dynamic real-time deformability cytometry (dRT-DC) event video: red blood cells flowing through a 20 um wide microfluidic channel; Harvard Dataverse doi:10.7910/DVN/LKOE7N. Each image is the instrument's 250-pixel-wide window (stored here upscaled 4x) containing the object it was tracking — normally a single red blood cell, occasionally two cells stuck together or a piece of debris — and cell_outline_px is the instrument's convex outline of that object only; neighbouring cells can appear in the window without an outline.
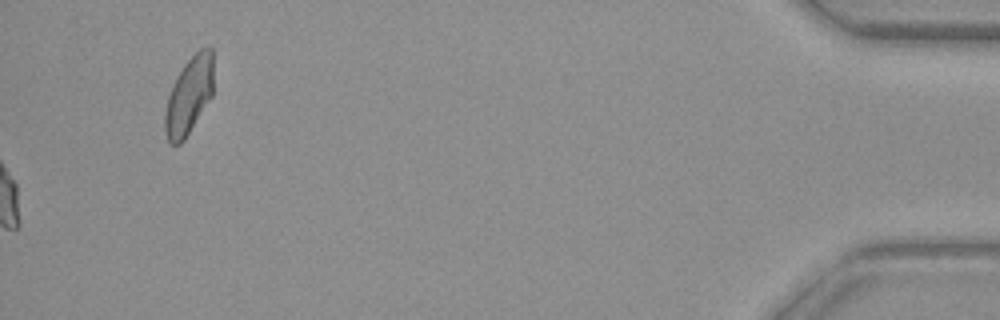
{"species": "common noctule bat (a hibernating species)", "species_latin": "Nyctalus noctula", "temperature_condition": "warm", "stored_images_in_passage": 51, "camera_frame_rate_fps": 3000, "um_per_image_px": 0.085, "animal": {"sex": "female", "body_mass_g": 29.2, "forearm_length_mm": 56.3}, "frame": {"image": 1, "passage_image": 51, "time_ms": 16.667, "image_size_px": [1000, 320], "cell_outline_px": [[212, 96], [184, 140], [180, 144], [168, 144], [164, 128], [164, 116], [168, 96], [172, 84], [176, 76], [184, 64], [200, 48], [208, 44], [212, 48]], "centroid_in_image_um": [16.05, 8.12], "position_along_channel_um": 419.2, "area_um2": 21.91}}